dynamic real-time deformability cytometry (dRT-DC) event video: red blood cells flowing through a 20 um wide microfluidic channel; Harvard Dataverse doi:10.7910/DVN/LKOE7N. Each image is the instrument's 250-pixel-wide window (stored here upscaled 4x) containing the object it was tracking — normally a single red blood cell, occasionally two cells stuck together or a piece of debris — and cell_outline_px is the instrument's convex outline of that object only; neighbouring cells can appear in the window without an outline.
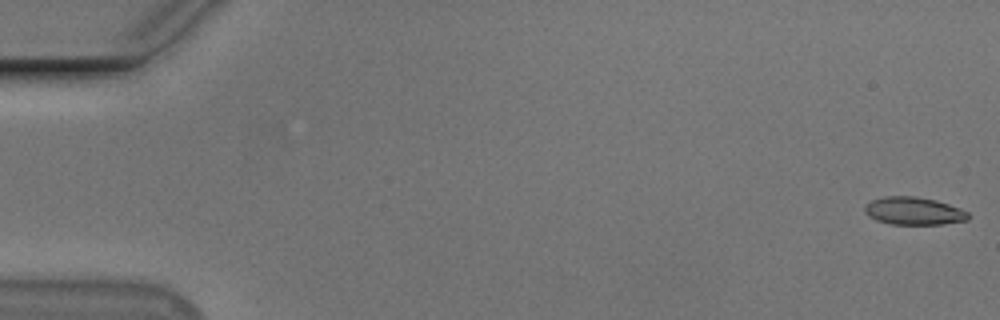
{"species": "Egyptian fruit bat (a non-hibernating species)", "species_latin": "Rousettus aegyptiacus", "temperature_condition": "cold", "stored_images_in_passage": 14, "camera_frame_rate_fps": 3000, "um_per_image_px": 0.085, "animal": {"sex": "male"}, "frame": {"image": 1, "passage_image": 1, "time_ms": 0.0, "image_size_px": [1000, 320], "cell_outline_px": [[968, 220], [944, 224], [892, 224], [876, 220], [868, 216], [864, 212], [864, 204], [872, 200], [884, 196], [916, 196], [936, 200], [960, 208], [968, 212]], "centroid_in_image_um": [77.64, 17.93], "position_along_channel_um": 7.4, "area_um2": 16.82}}
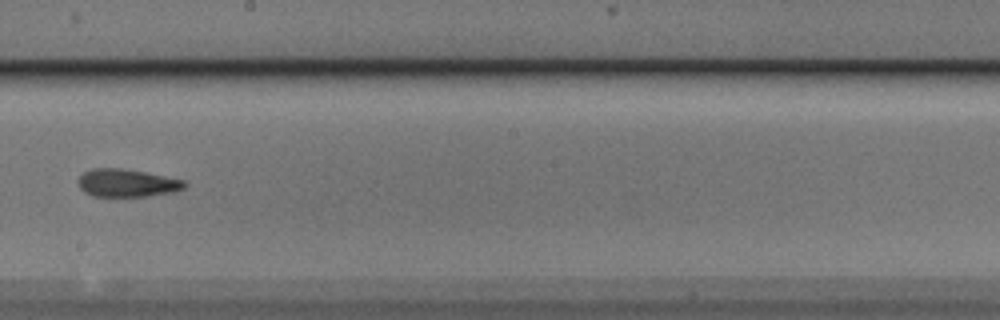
{"frame": {"image": 2, "passage_image": 9, "time_ms": 10.333, "image_size_px": [1000, 320], "cell_outline_px": [[188, 184], [184, 188], [176, 192], [148, 196], [92, 196], [84, 192], [80, 188], [76, 180], [84, 172], [92, 168], [120, 168], [144, 172], [184, 180]], "centroid_in_image_um": [10.78, 15.56], "position_along_channel_um": 237.4, "area_um2": 17.34}}
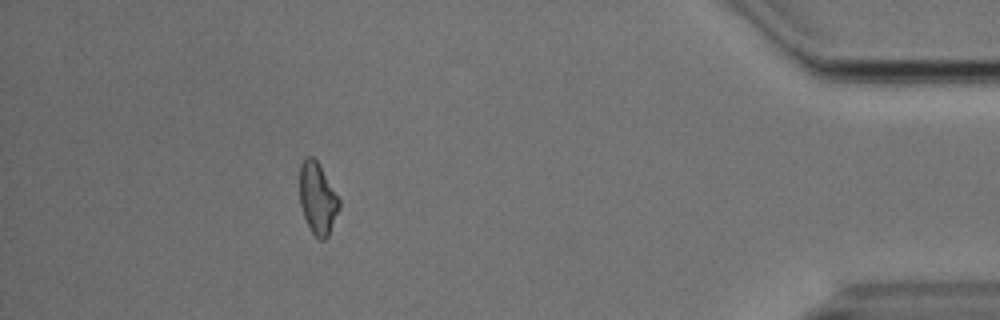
{"frame": {"image": 3, "passage_image": 14, "time_ms": 16.333, "image_size_px": [1000, 320], "cell_outline_px": [[340, 208], [328, 236], [324, 240], [320, 240], [312, 232], [304, 216], [300, 204], [300, 164], [308, 156], [312, 156], [316, 160], [340, 200]], "centroid_in_image_um": [27.0, 16.89], "position_along_channel_um": 408.2, "area_um2": 16.18}, "authors_computed_cell_mechanics": {"area_um2": 17.0221, "velocity_mm_per_s": 3.7276, "shape_relaxation_time_tau1_ms": 11.3035, "shape_relaxation_time_tau2_ms": 4.8112, "deformation_change_tau1": 0.2253, "deformation_change_tau2": 0.1253}}